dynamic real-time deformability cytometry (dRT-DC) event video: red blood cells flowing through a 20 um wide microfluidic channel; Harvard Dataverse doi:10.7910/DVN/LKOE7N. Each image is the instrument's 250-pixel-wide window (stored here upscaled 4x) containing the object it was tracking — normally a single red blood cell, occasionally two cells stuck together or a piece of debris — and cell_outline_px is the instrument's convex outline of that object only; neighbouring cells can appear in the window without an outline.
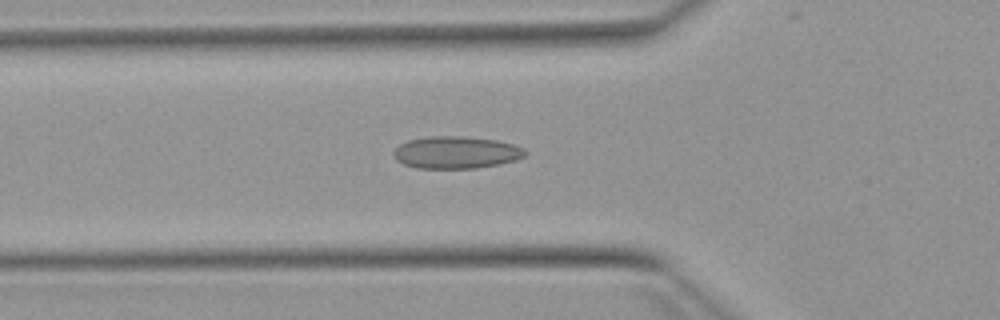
{"species": "Egyptian fruit bat (a non-hibernating species)", "species_latin": "Rousettus aegyptiacus", "temperature_condition": "warm", "stored_images_in_passage": 28, "camera_frame_rate_fps": 3000, "um_per_image_px": 0.085, "animal": {"sex": "female"}, "frame": {"image": 1, "passage_image": 16, "time_ms": 5.0, "image_size_px": [1000, 320], "cell_outline_px": [[528, 152], [524, 156], [516, 160], [500, 164], [476, 168], [416, 168], [404, 164], [396, 160], [392, 156], [392, 152], [400, 144], [408, 140], [428, 136], [464, 136], [496, 140], [512, 144], [524, 148]], "centroid_in_image_um": [38.76, 12.95], "position_along_channel_um": 87.0, "area_um2": 24.85}}
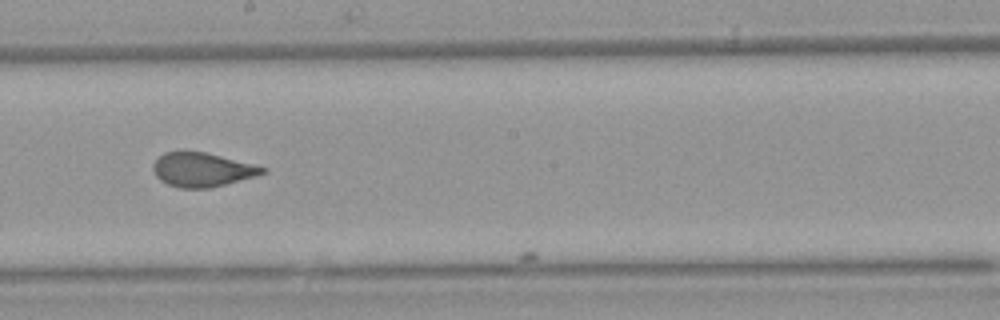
{"frame": {"image": 2, "passage_image": 27, "time_ms": 8.667, "image_size_px": [1000, 320], "cell_outline_px": [[268, 172], [256, 176], [208, 188], [180, 188], [168, 184], [160, 180], [156, 176], [152, 168], [152, 164], [164, 152], [204, 152], [268, 168]], "centroid_in_image_um": [17.18, 14.43], "position_along_channel_um": 231.0, "area_um2": 21.39}}